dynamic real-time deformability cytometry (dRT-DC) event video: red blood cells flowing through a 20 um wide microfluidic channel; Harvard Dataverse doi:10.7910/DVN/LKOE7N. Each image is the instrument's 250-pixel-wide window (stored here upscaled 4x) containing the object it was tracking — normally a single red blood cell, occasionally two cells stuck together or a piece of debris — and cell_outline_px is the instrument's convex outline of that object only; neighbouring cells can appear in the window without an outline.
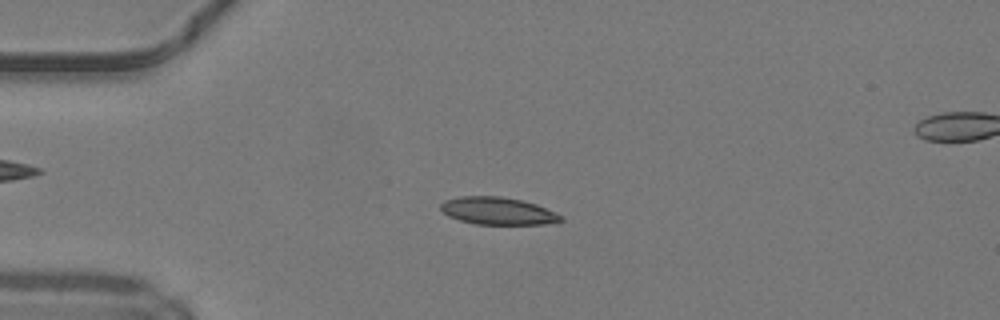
{"species": "common noctule bat (a hibernating species)", "species_latin": "Nyctalus noctula", "temperature_condition": "warm", "stored_images_in_passage": 48, "camera_frame_rate_fps": 3000, "um_per_image_px": 0.085, "animal": {"sex": "male", "body_mass_g": 19.2, "forearm_length_mm": 51.8}, "frame": {"image": 1, "passage_image": 12, "time_ms": 3.667, "image_size_px": [1000, 320], "cell_outline_px": [[564, 220], [544, 224], [476, 224], [460, 220], [448, 216], [440, 208], [440, 204], [444, 200], [460, 196], [500, 196], [524, 200], [536, 204], [556, 212], [564, 216]], "centroid_in_image_um": [42.33, 17.92], "position_along_channel_um": 42.7, "area_um2": 19.31}}
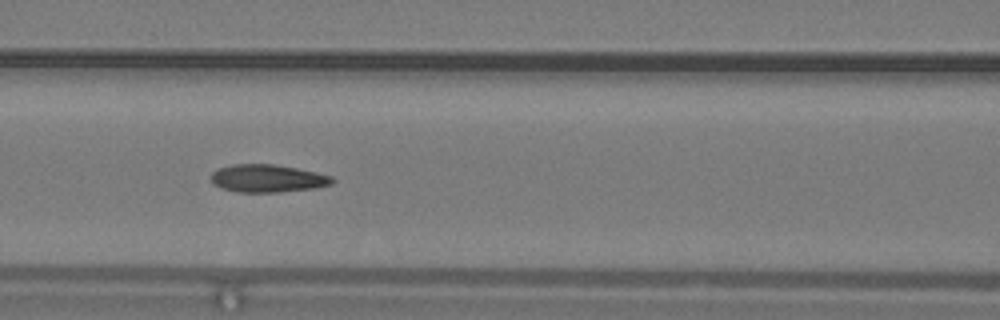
{"frame": {"image": 2, "passage_image": 21, "time_ms": 6.667, "image_size_px": [1000, 320], "cell_outline_px": [[336, 180], [332, 184], [316, 188], [280, 192], [236, 192], [212, 184], [212, 172], [216, 168], [232, 164], [276, 164], [316, 172], [332, 176]], "centroid_in_image_um": [22.76, 15.16], "position_along_channel_um": 143.8, "area_um2": 19.77}}
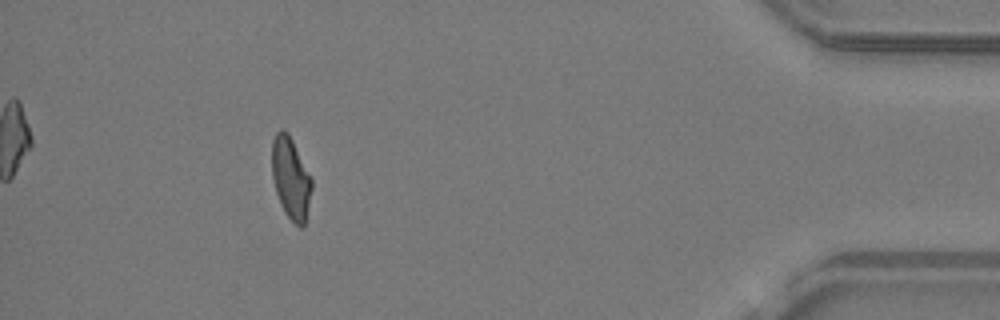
{"frame": {"image": 3, "passage_image": 44, "time_ms": 14.333, "image_size_px": [1000, 320], "cell_outline_px": [[312, 188], [304, 228], [300, 228], [284, 212], [276, 192], [272, 176], [272, 140], [276, 132], [280, 128], [284, 128], [288, 132], [312, 176]], "centroid_in_image_um": [24.72, 15.11], "position_along_channel_um": 410.5, "area_um2": 19.19}, "authors_computed_cell_mechanics": {"area_um2": 19.2763, "velocity_mm_per_s": 4.2338, "shape_relaxation_time_tau1_ms": null, "shape_relaxation_time_tau2_ms": 2.5297, "deformation_change_tau1": null, "deformation_change_tau2": 0.0869}}